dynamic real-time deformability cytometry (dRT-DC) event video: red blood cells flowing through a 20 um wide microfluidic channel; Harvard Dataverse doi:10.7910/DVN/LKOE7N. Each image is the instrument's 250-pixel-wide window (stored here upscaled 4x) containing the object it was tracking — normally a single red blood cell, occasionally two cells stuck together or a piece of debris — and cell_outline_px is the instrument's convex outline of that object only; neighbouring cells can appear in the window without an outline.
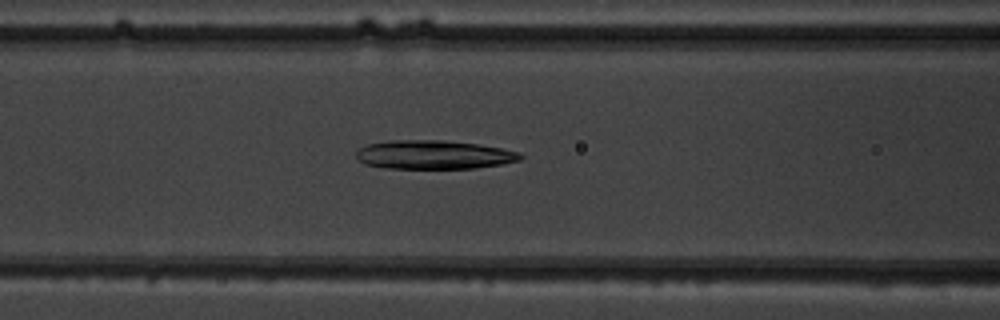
{"species": "common noctule bat (a hibernating species)", "species_latin": "Nyctalus noctula", "temperature_condition": "warm", "stored_images_in_passage": 35, "camera_frame_rate_fps": 3000, "um_per_image_px": 0.085, "animal": {"sex": "male", "body_mass_g": 19.5, "forearm_length_mm": 54.6}, "frame": {"image": 1, "passage_image": 21, "time_ms": 6.667, "image_size_px": [1000, 320], "cell_outline_px": [[524, 156], [520, 160], [504, 164], [476, 168], [384, 168], [364, 164], [356, 160], [356, 152], [360, 148], [368, 144], [392, 140], [444, 140], [476, 144], [500, 148], [520, 152]], "centroid_in_image_um": [36.86, 13.15], "position_along_channel_um": 129.7, "area_um2": 27.63}}
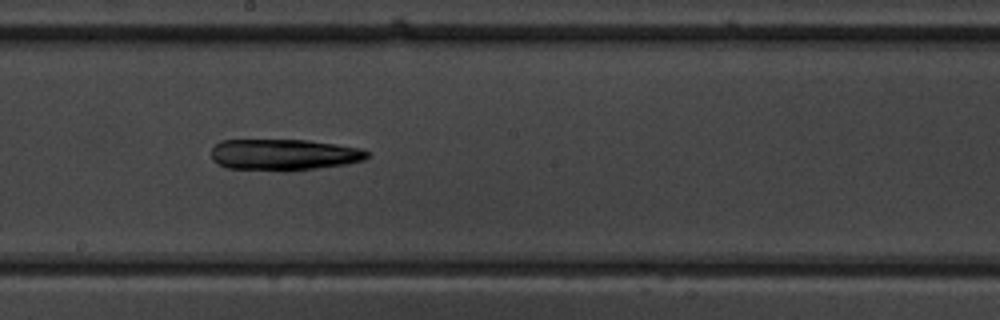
{"frame": {"image": 2, "passage_image": 28, "time_ms": 9.0, "image_size_px": [1000, 320], "cell_outline_px": [[368, 156], [364, 160], [348, 164], [288, 172], [284, 172], [228, 168], [212, 160], [212, 148], [220, 140], [308, 140], [336, 144], [360, 148], [368, 152]], "centroid_in_image_um": [24.13, 13.16], "position_along_channel_um": 224.1, "area_um2": 28.78}}
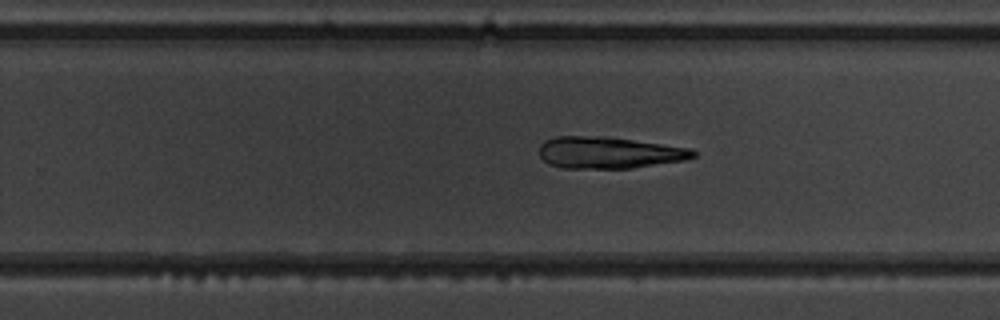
{"frame": {"image": 3, "passage_image": 32, "time_ms": 10.333, "image_size_px": [1000, 320], "cell_outline_px": [[696, 156], [684, 160], [632, 168], [564, 168], [548, 164], [540, 156], [540, 144], [544, 140], [556, 136], [608, 136], [692, 148], [696, 152]], "centroid_in_image_um": [51.76, 12.96], "position_along_channel_um": 278.0, "area_um2": 28.61}}